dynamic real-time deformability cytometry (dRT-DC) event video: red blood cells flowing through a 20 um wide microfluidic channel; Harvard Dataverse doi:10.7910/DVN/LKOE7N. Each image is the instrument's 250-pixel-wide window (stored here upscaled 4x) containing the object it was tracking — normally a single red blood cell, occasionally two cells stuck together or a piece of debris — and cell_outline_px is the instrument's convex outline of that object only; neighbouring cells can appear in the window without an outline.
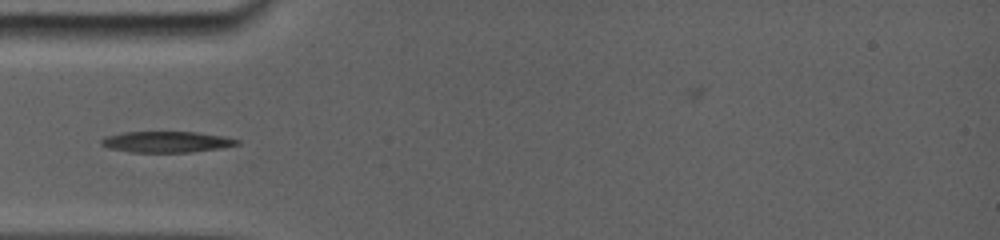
{"species": "common noctule bat (a hibernating species)", "species_latin": "Nyctalus noctula", "temperature_condition": "room temperature", "stored_images_in_passage": 27, "camera_frame_rate_fps": 5000, "um_per_image_px": 0.085, "animal": {"sex": "female", "body_mass_g": 19.0, "forearm_length_mm": 56.7}, "frame": {"image": 1, "passage_image": 1, "time_ms": 0.0, "image_size_px": [1000, 240], "cell_outline_px": [[240, 144], [192, 152], [132, 152], [108, 148], [100, 144], [100, 140], [108, 136], [128, 132], [192, 132], [240, 140]], "centroid_in_image_um": [14.09, 12.07], "position_along_channel_um": 70.9, "area_um2": 16.13}}
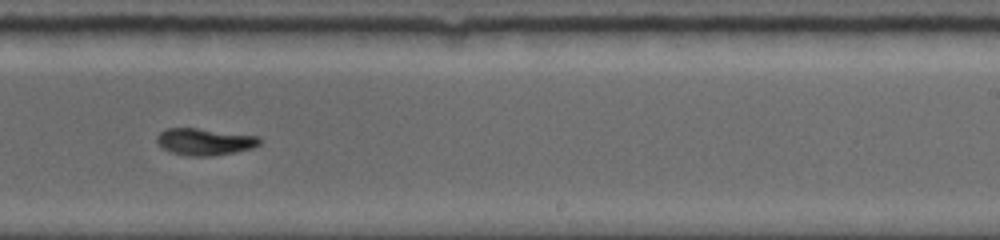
{"frame": {"image": 2, "passage_image": 12, "time_ms": 5.2, "image_size_px": [1000, 240], "cell_outline_px": [[260, 144], [252, 148], [212, 156], [188, 156], [168, 152], [156, 140], [156, 136], [160, 132], [168, 128], [196, 128], [260, 136]], "centroid_in_image_um": [17.39, 12.04], "position_along_channel_um": 271.6, "area_um2": 16.01}}
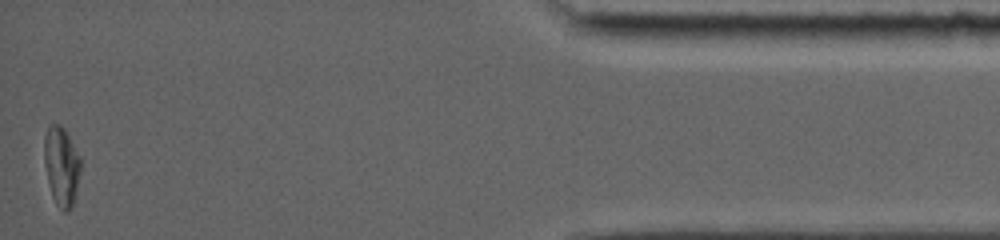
{"frame": {"image": 3, "passage_image": 27, "time_ms": 11.0, "image_size_px": [1000, 240], "cell_outline_px": [[80, 172], [72, 208], [64, 212], [56, 204], [52, 196], [44, 164], [44, 136], [48, 124], [60, 124], [64, 128], [80, 156]], "centroid_in_image_um": [5.21, 14.09], "position_along_channel_um": 430.0, "area_um2": 16.76}}